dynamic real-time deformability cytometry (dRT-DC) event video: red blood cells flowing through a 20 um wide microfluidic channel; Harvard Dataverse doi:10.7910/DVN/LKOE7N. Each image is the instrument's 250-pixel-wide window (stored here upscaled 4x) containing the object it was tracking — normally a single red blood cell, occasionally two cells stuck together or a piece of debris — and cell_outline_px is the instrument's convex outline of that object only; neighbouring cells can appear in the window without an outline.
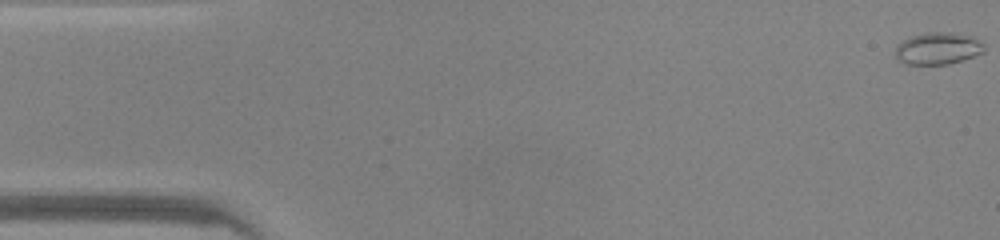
{"species": "common noctule bat (a hibernating species)", "species_latin": "Nyctalus noctula", "temperature_condition": "warm", "stored_images_in_passage": 6, "camera_frame_rate_fps": 3000, "um_per_image_px": 0.085, "animal": {"sex": "male", "body_mass_g": 20.0, "forearm_length_mm": 53.3}, "frame": {"image": 1, "passage_image": 1, "time_ms": 0.0, "image_size_px": [1000, 240], "cell_outline_px": [[984, 52], [948, 64], [904, 64], [896, 60], [896, 44], [912, 36], [928, 32], [952, 32], [972, 36], [984, 44]], "centroid_in_image_um": [79.7, 4.11], "position_along_channel_um": 5.3, "area_um2": 16.53}}